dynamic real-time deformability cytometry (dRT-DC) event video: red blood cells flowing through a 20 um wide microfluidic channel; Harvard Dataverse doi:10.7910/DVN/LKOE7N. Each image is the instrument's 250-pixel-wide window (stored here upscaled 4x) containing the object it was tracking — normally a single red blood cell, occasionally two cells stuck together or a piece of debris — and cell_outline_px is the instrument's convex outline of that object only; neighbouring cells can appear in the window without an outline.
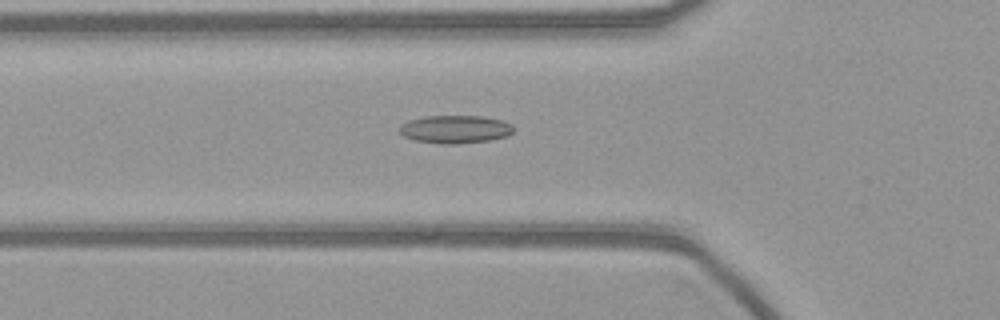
{"species": "common noctule bat (a hibernating species)", "species_latin": "Nyctalus noctula", "temperature_condition": "warm", "stored_images_in_passage": 55, "camera_frame_rate_fps": 3000, "um_per_image_px": 0.085, "animal": {"sex": "female", "body_mass_g": 21.9}, "frame": {"image": 1, "passage_image": 19, "time_ms": 6.0, "image_size_px": [1000, 320], "cell_outline_px": [[516, 128], [508, 136], [492, 140], [456, 144], [444, 144], [416, 140], [404, 136], [400, 132], [400, 124], [408, 120], [428, 116], [484, 116], [504, 120], [512, 124]], "centroid_in_image_um": [38.76, 10.98], "position_along_channel_um": 87.0, "area_um2": 18.79}}
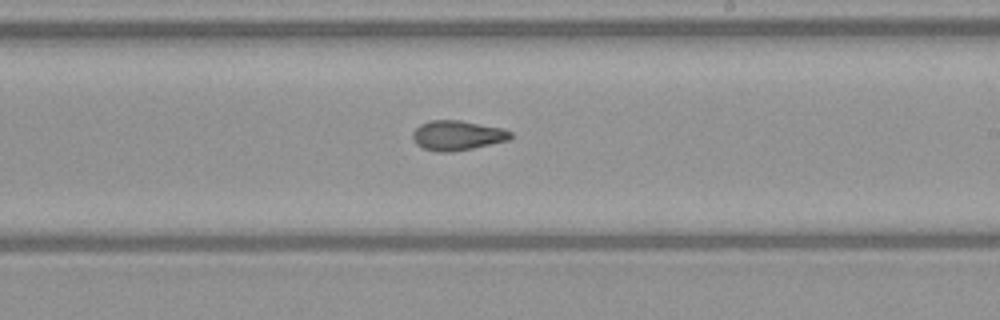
{"frame": {"image": 2, "passage_image": 32, "time_ms": 10.333, "image_size_px": [1000, 320], "cell_outline_px": [[512, 136], [508, 140], [472, 148], [448, 152], [436, 152], [424, 148], [416, 144], [412, 136], [412, 132], [420, 124], [428, 120], [460, 120], [500, 128], [512, 132]], "centroid_in_image_um": [38.82, 11.5], "position_along_channel_um": 250.2, "area_um2": 16.82}}
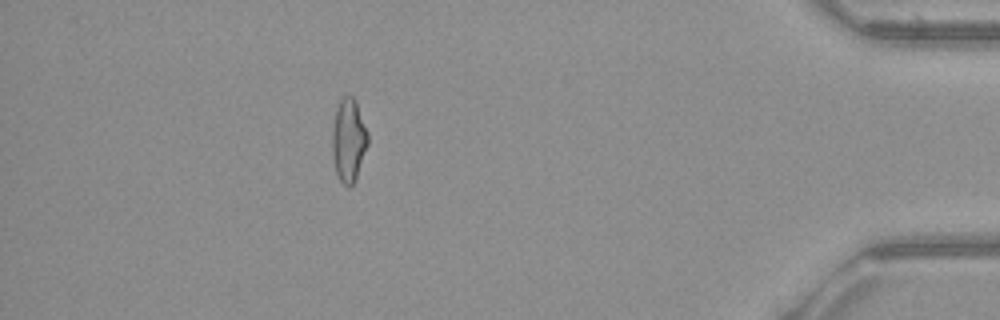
{"frame": {"image": 3, "passage_image": 49, "time_ms": 16.0, "image_size_px": [1000, 320], "cell_outline_px": [[368, 144], [356, 180], [348, 188], [340, 180], [336, 172], [332, 156], [332, 124], [336, 108], [340, 100], [344, 96], [352, 96], [356, 100], [368, 132]], "centroid_in_image_um": [29.63, 11.91], "position_along_channel_um": 405.6, "area_um2": 17.51}}